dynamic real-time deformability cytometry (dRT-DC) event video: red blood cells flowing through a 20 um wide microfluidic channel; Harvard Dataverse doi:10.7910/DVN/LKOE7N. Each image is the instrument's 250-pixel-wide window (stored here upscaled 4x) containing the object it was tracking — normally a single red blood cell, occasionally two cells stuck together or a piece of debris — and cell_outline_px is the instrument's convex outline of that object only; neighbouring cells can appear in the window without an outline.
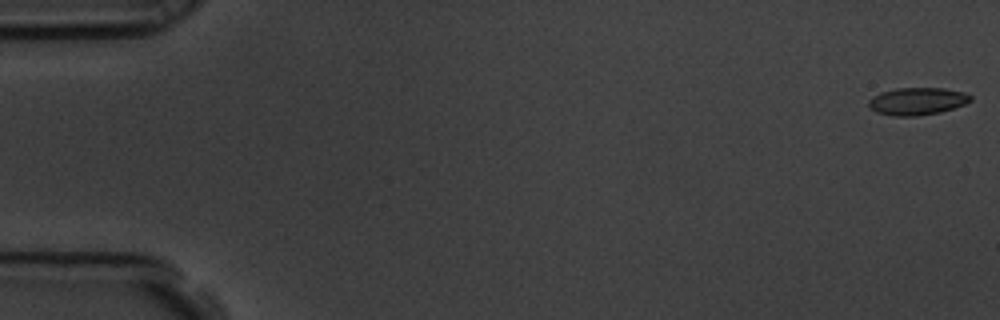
{"species": "common noctule bat (a hibernating species)", "species_latin": "Nyctalus noctula", "temperature_condition": "room temperature", "stored_images_in_passage": 57, "camera_frame_rate_fps": 3000, "um_per_image_px": 0.085, "animal": {"sex": "male", "body_mass_g": 19.5, "forearm_length_mm": 54.6}, "frame": {"image": 1, "passage_image": 1, "time_ms": 0.0, "image_size_px": [1000, 320], "cell_outline_px": [[972, 100], [964, 104], [940, 112], [916, 116], [892, 116], [876, 112], [868, 108], [868, 100], [880, 92], [896, 88], [944, 88], [964, 92], [972, 96]], "centroid_in_image_um": [77.93, 8.6], "position_along_channel_um": 7.1, "area_um2": 16.36}}
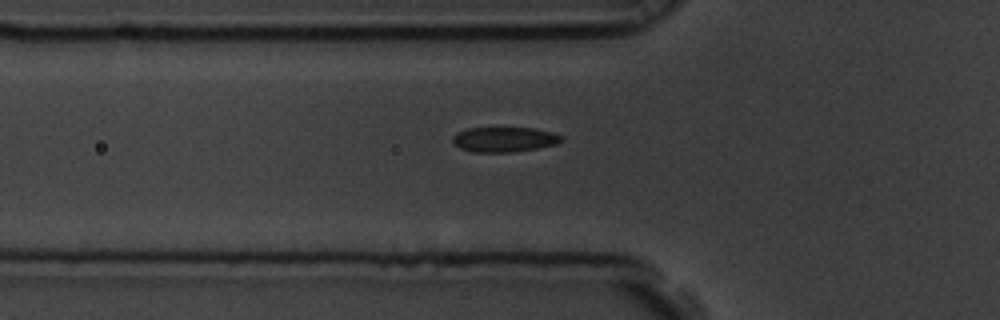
{"frame": {"image": 2, "passage_image": 20, "time_ms": 6.333, "image_size_px": [1000, 320], "cell_outline_px": [[564, 140], [556, 144], [536, 148], [512, 152], [472, 152], [460, 148], [452, 144], [452, 136], [456, 132], [464, 128], [532, 128], [552, 132], [564, 136]], "centroid_in_image_um": [42.82, 11.85], "position_along_channel_um": 83.0, "area_um2": 16.01}}
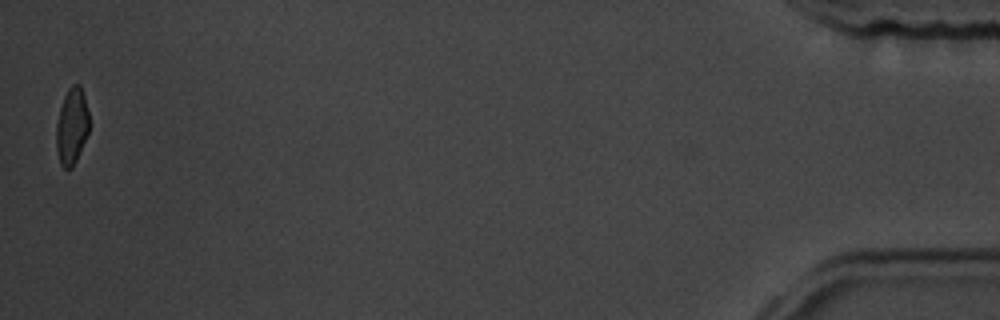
{"frame": {"image": 3, "passage_image": 57, "time_ms": 18.667, "image_size_px": [1000, 320], "cell_outline_px": [[88, 132], [80, 152], [72, 168], [64, 168], [60, 164], [56, 148], [56, 124], [60, 108], [64, 96], [68, 88], [72, 84], [80, 84], [84, 96], [88, 112]], "centroid_in_image_um": [6.09, 10.72], "position_along_channel_um": 429.1, "area_um2": 14.57}, "authors_computed_cell_mechanics": {"area_um2": 16.1262, "velocity_mm_per_s": 3.5738, "shape_relaxation_time_tau1_ms": 2.8894, "shape_relaxation_time_tau2_ms": 0.4924, "deformation_change_tau1": 0.1105, "deformation_change_tau2": 0.0412}}